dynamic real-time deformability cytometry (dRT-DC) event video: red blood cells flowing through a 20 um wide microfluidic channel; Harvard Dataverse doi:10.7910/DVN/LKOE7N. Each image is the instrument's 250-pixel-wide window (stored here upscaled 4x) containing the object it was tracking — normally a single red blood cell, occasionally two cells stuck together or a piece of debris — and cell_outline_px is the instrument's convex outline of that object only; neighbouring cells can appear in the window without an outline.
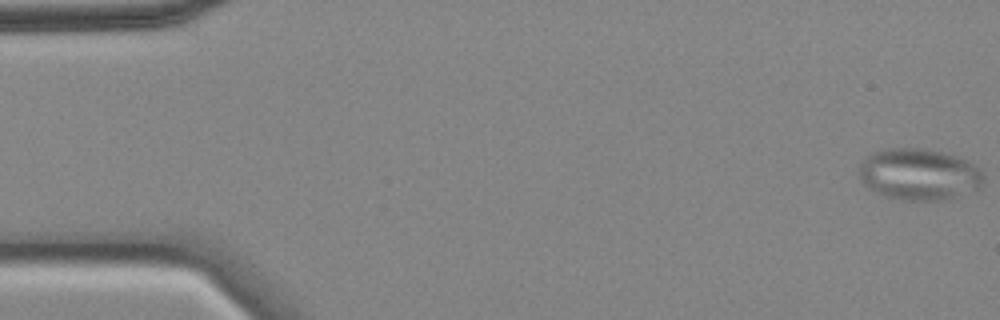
{"species": "common noctule bat (a hibernating species)", "species_latin": "Nyctalus noctula", "temperature_condition": "cold", "stored_images_in_passage": 57, "camera_frame_rate_fps": 3000, "um_per_image_px": 0.085, "animal": {"sex": "female", "body_mass_g": 18.4}, "frame": {"image": 1, "passage_image": 1, "time_ms": 0.0, "image_size_px": [1000, 320], "cell_outline_px": [[984, 180], [980, 188], [944, 200], [900, 200], [884, 196], [868, 188], [860, 180], [860, 160], [872, 152], [880, 148], [920, 148], [944, 152], [968, 160], [980, 168], [984, 176]], "centroid_in_image_um": [78.1, 14.8], "position_along_channel_um": 6.9, "area_um2": 37.86}}
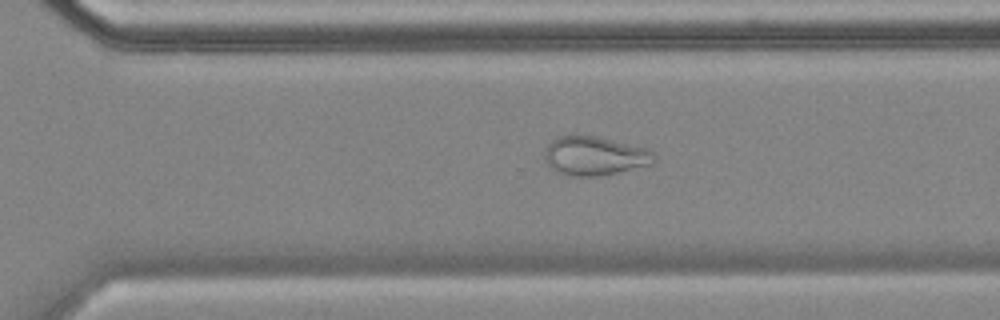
{"frame": {"image": 2, "passage_image": 39, "time_ms": 12.667, "image_size_px": [1000, 320], "cell_outline_px": [[656, 160], [652, 164], [616, 172], [596, 176], [568, 176], [552, 168], [544, 160], [544, 152], [548, 144], [556, 136], [596, 136], [652, 148], [656, 152]], "centroid_in_image_um": [50.6, 13.23], "position_along_channel_um": 320.0, "area_um2": 25.03}}
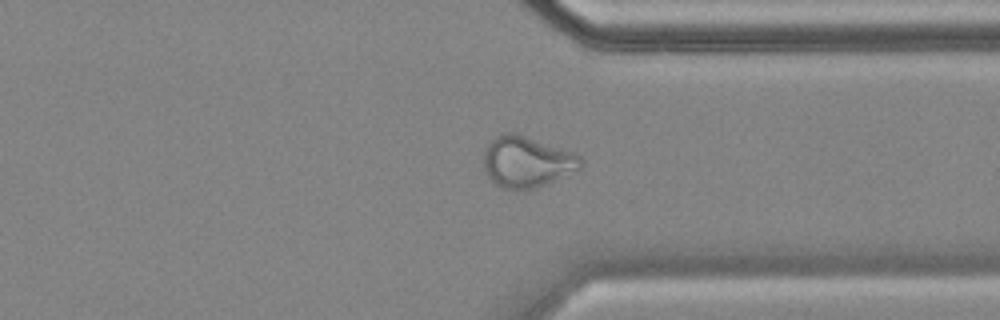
{"frame": {"image": 3, "passage_image": 43, "time_ms": 14.0, "image_size_px": [1000, 320], "cell_outline_px": [[584, 164], [580, 168], [540, 188], [504, 188], [496, 184], [488, 176], [484, 168], [484, 152], [488, 144], [500, 132], [512, 132], [572, 152], [580, 156], [584, 160]], "centroid_in_image_um": [44.79, 13.75], "position_along_channel_um": 366.6, "area_um2": 28.55}, "authors_computed_cell_mechanics": {"area_um2": 29.6514, "velocity_mm_per_s": 3.513, "shape_relaxation_time_tau1_ms": null, "shape_relaxation_time_tau2_ms": 2.3239, "deformation_change_tau1": null, "deformation_change_tau2": 0.077}}